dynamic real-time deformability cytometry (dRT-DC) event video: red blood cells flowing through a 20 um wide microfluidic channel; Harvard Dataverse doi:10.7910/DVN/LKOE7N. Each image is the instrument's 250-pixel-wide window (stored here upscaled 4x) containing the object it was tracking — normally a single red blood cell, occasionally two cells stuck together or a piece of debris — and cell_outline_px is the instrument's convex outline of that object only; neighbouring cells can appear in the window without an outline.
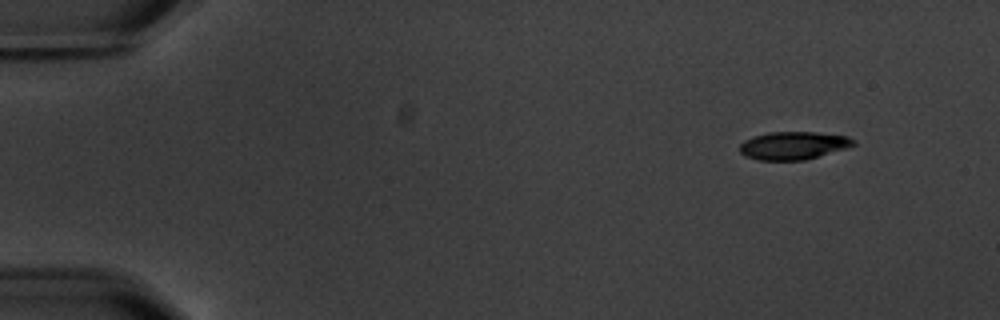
{"species": "common noctule bat (a hibernating species)", "species_latin": "Nyctalus noctula", "temperature_condition": "warm", "stored_images_in_passage": 7, "camera_frame_rate_fps": 3000, "um_per_image_px": 0.085, "animal": {"sex": "male", "body_mass_g": 20.1, "forearm_length_mm": 53.5}, "frame": {"image": 1, "passage_image": 1, "time_ms": 0.0, "image_size_px": [1000, 320], "cell_outline_px": [[856, 144], [844, 148], [804, 160], [756, 160], [744, 156], [740, 152], [740, 144], [744, 140], [752, 136], [768, 132], [816, 132], [848, 136], [856, 140]], "centroid_in_image_um": [67.39, 12.36], "position_along_channel_um": 17.6, "area_um2": 18.5}}
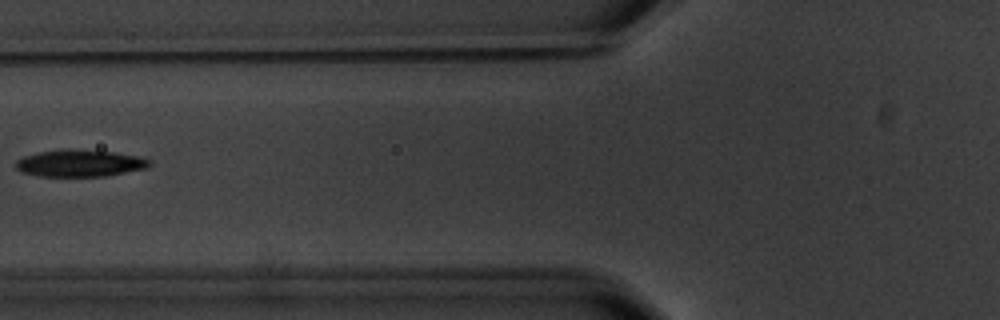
{"frame": {"image": 2, "passage_image": 6, "time_ms": 6.0, "image_size_px": [1000, 320], "cell_outline_px": [[152, 164], [148, 168], [104, 176], [40, 176], [20, 172], [16, 168], [16, 160], [24, 156], [40, 152], [112, 152], [136, 156], [152, 160]], "centroid_in_image_um": [6.81, 13.93], "position_along_channel_um": 119.0, "area_um2": 19.94}}
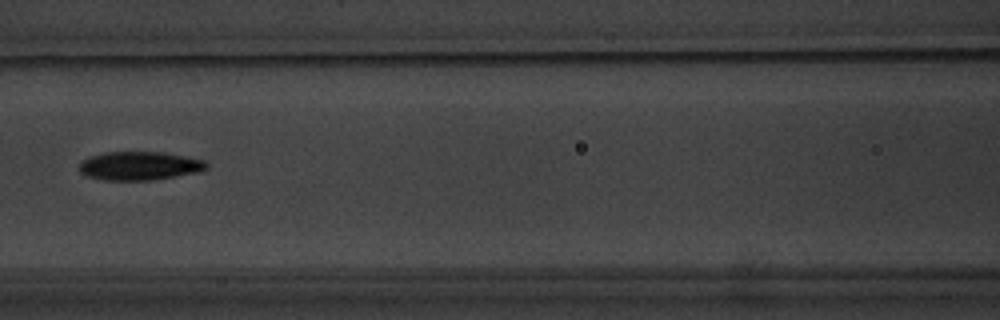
{"frame": {"image": 3, "passage_image": 7, "time_ms": 7.0, "image_size_px": [1000, 320], "cell_outline_px": [[208, 168], [200, 172], [152, 180], [104, 180], [88, 176], [80, 172], [80, 164], [88, 156], [104, 152], [164, 152], [204, 160], [208, 164]], "centroid_in_image_um": [11.88, 14.09], "position_along_channel_um": 154.7, "area_um2": 21.21}}